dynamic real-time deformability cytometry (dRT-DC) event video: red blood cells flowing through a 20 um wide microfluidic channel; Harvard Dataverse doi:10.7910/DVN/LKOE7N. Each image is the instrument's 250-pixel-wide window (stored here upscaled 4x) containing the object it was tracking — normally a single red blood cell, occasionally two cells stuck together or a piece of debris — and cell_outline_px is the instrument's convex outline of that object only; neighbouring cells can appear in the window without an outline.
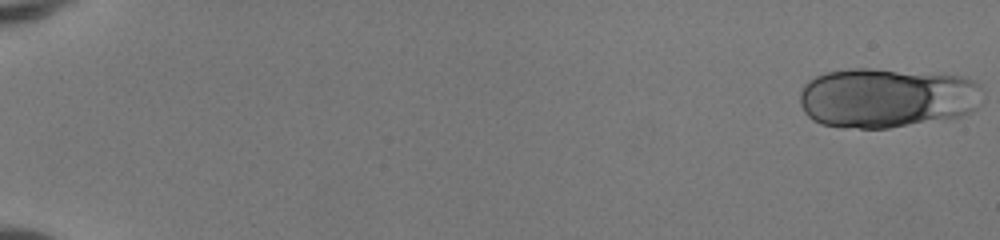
{"species": "human", "species_latin": "Homo sapiens", "temperature_condition": "room temperature", "stored_images_in_passage": 50, "camera_frame_rate_fps": 3000, "um_per_image_px": 0.085, "donor": {"sex": "female"}, "frame": {"image": 1, "passage_image": 1, "time_ms": 0.0, "image_size_px": [1000, 240], "cell_outline_px": [[980, 88], [976, 108], [960, 116], [888, 128], [860, 128], [820, 124], [812, 120], [804, 112], [800, 104], [800, 92], [804, 84], [808, 80], [824, 72], [848, 68], [872, 68], [964, 76], [976, 80], [980, 84]], "centroid_in_image_um": [75.32, 8.29], "position_along_channel_um": 9.7, "area_um2": 63.81}}
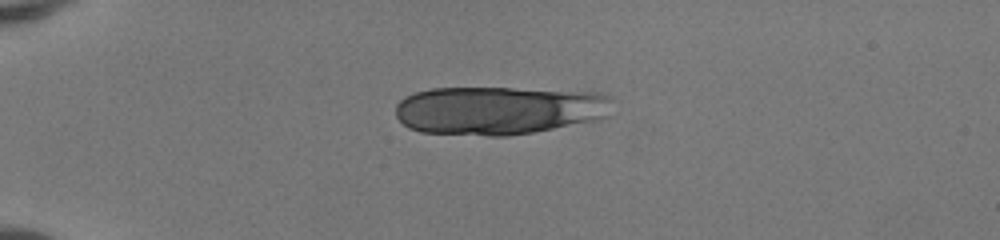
{"frame": {"image": 2, "passage_image": 14, "time_ms": 4.333, "image_size_px": [1000, 240], "cell_outline_px": [[616, 100], [612, 116], [596, 120], [532, 132], [508, 136], [488, 136], [420, 132], [408, 128], [396, 116], [396, 104], [404, 96], [416, 92], [432, 88], [512, 88], [600, 92]], "centroid_in_image_um": [42.47, 9.37], "position_along_channel_um": 42.5, "area_um2": 62.08}}
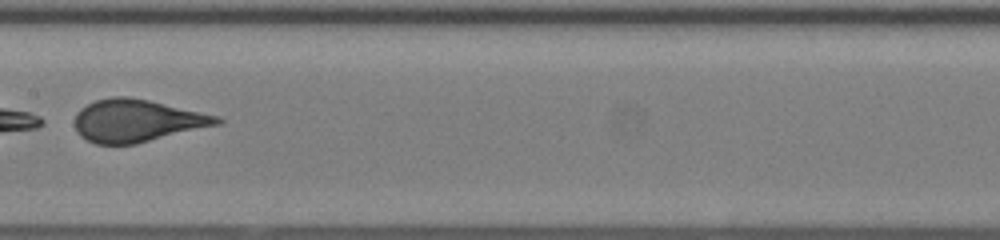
{"frame": {"image": 3, "passage_image": 29, "time_ms": 9.333, "image_size_px": [1000, 240], "cell_outline_px": [[224, 124], [136, 144], [96, 144], [80, 136], [76, 132], [76, 112], [80, 108], [96, 100], [112, 96], [128, 96], [148, 100], [220, 116], [224, 120]], "centroid_in_image_um": [11.7, 10.26], "position_along_channel_um": 195.7, "area_um2": 35.49}}